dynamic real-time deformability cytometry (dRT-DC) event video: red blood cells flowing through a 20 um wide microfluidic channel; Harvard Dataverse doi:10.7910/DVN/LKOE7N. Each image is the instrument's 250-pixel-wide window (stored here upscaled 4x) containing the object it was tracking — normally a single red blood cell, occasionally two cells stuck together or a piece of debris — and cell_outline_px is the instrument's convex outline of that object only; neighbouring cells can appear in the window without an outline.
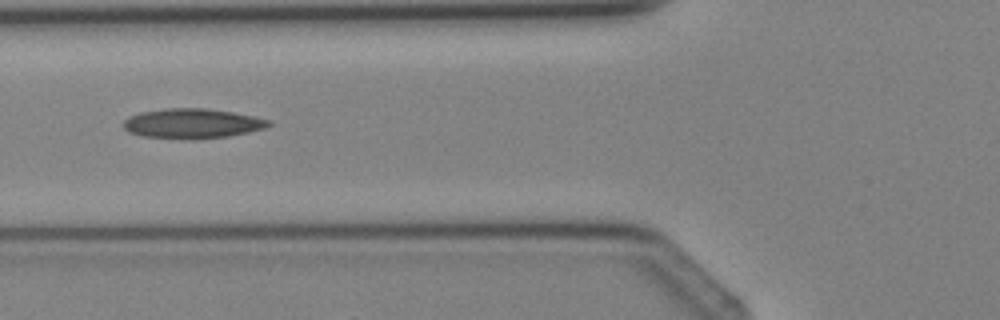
{"species": "Egyptian fruit bat (a non-hibernating species)", "species_latin": "Rousettus aegyptiacus", "temperature_condition": "cold", "stored_images_in_passage": 5, "camera_frame_rate_fps": 3000, "um_per_image_px": 0.085, "animal": {"sex": "female"}, "frame": {"image": 1, "passage_image": 5, "time_ms": 4.667, "image_size_px": [1000, 320], "cell_outline_px": [[272, 124], [264, 128], [248, 132], [228, 136], [188, 140], [140, 136], [128, 132], [124, 128], [124, 120], [140, 112], [164, 108], [204, 108], [232, 112], [272, 120]], "centroid_in_image_um": [16.33, 10.5], "position_along_channel_um": 109.5, "area_um2": 25.32}}